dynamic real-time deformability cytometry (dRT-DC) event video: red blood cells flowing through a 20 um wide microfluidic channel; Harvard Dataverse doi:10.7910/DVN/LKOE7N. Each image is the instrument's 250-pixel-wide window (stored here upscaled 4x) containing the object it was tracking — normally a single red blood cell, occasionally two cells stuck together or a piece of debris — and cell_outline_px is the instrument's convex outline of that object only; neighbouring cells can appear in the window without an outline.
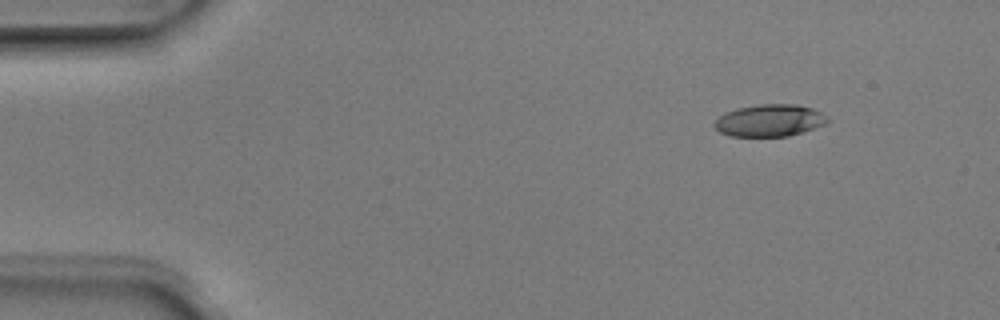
{"species": "Egyptian fruit bat (a non-hibernating species)", "species_latin": "Rousettus aegyptiacus", "temperature_condition": "room temperature", "stored_images_in_passage": 6, "segment_of_instrument_passage": [2, 2], "camera_frame_rate_fps": 3000, "um_per_image_px": 0.085, "animal": {"sex": "male"}, "frame": {"image": 1, "passage_image": 6, "time_ms": 1.667, "image_size_px": [1000, 320], "cell_outline_px": [[828, 120], [824, 124], [788, 136], [732, 136], [720, 132], [712, 124], [724, 112], [736, 108], [760, 104], [796, 104], [812, 108], [828, 116]], "centroid_in_image_um": [65.38, 10.22], "position_along_channel_um": 19.6, "area_um2": 20.98}}